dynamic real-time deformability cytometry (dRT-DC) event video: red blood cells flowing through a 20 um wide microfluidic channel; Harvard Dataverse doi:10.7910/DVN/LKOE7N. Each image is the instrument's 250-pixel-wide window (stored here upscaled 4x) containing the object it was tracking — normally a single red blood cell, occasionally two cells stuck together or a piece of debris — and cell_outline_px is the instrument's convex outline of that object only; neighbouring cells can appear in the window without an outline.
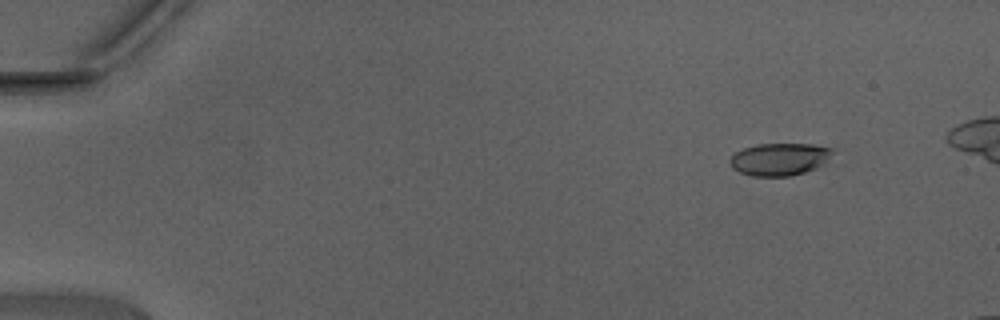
{"species": "Egyptian fruit bat (a non-hibernating species)", "species_latin": "Rousettus aegyptiacus", "temperature_condition": "warm", "stored_images_in_passage": 46, "camera_frame_rate_fps": 3000, "um_per_image_px": 0.085, "animal": {"sex": "male"}, "frame": {"image": 1, "passage_image": 6, "time_ms": 1.667, "image_size_px": [1000, 320], "cell_outline_px": [[836, 148], [824, 164], [816, 168], [804, 172], [788, 176], [752, 176], [740, 172], [732, 168], [728, 160], [736, 152], [744, 148], [756, 144], [812, 144]], "centroid_in_image_um": [66.27, 13.52], "position_along_channel_um": 18.7, "area_um2": 19.48}}
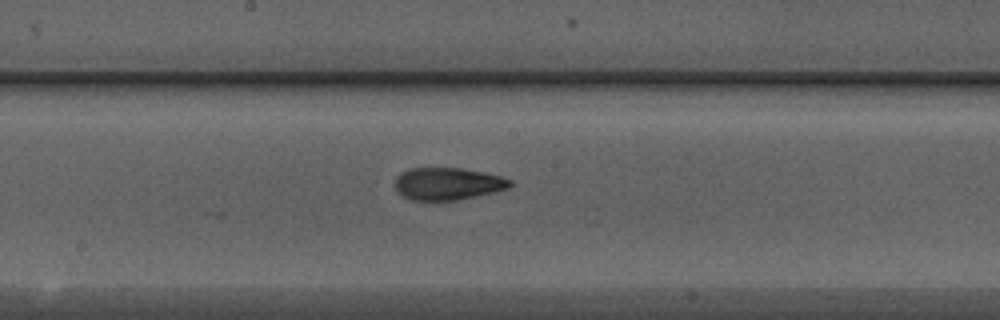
{"frame": {"image": 2, "passage_image": 27, "time_ms": 8.667, "image_size_px": [1000, 320], "cell_outline_px": [[512, 184], [508, 188], [492, 192], [456, 200], [412, 200], [396, 192], [396, 176], [400, 172], [408, 168], [460, 168], [500, 176], [512, 180]], "centroid_in_image_um": [38.01, 15.61], "position_along_channel_um": 210.2, "area_um2": 21.44}}
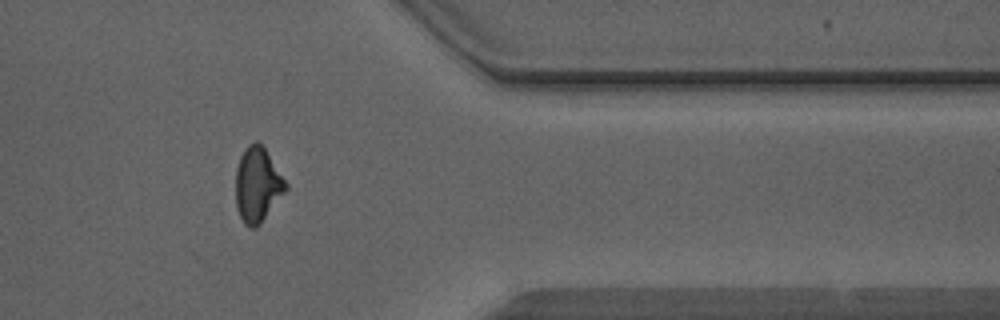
{"frame": {"image": 3, "passage_image": 40, "time_ms": 13.0, "image_size_px": [1000, 320], "cell_outline_px": [[288, 188], [260, 224], [256, 228], [248, 228], [244, 224], [236, 208], [236, 168], [240, 156], [244, 148], [248, 144], [256, 140], [264, 148], [288, 184]], "centroid_in_image_um": [21.87, 15.72], "position_along_channel_um": 389.5, "area_um2": 21.79}, "authors_computed_cell_mechanics": {"area_um2": 21.2126, "velocity_mm_per_s": 4.4654, "shape_relaxation_time_tau1_ms": 4.1575, "shape_relaxation_time_tau2_ms": 1.4826, "deformation_change_tau1": 0.1806, "deformation_change_tau2": 0.0879}}